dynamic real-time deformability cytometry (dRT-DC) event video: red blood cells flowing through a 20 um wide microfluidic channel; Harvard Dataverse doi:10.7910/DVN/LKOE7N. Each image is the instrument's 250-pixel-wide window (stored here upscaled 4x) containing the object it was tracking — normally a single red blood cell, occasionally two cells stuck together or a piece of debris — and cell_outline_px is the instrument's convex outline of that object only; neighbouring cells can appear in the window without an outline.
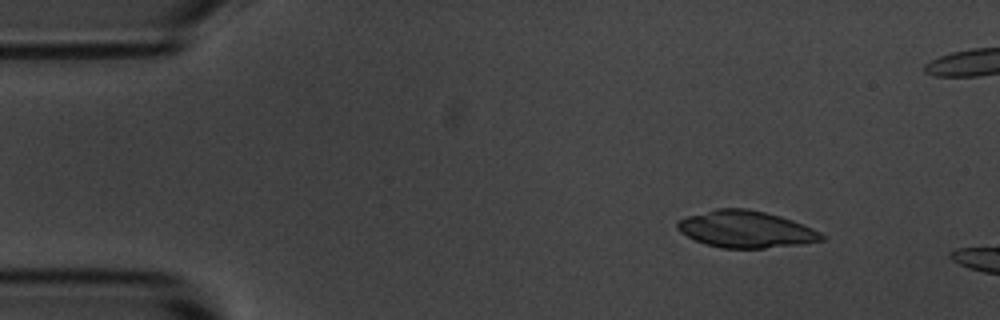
{"species": "common noctule bat (a hibernating species)", "species_latin": "Nyctalus noctula", "temperature_condition": "room temperature", "stored_images_in_passage": 4, "camera_frame_rate_fps": 3000, "um_per_image_px": 0.085, "animal": {"sex": "male", "body_mass_g": 20.1, "forearm_length_mm": 53.5}, "frame": {"image": 1, "passage_image": 1, "time_ms": 0.0, "image_size_px": [1000, 320], "cell_outline_px": [[824, 240], [804, 244], [764, 248], [720, 248], [704, 244], [680, 232], [676, 228], [676, 220], [688, 216], [716, 208], [748, 208], [780, 216], [792, 220], [812, 228], [820, 232], [824, 236]], "centroid_in_image_um": [63.38, 19.49], "position_along_channel_um": 21.6, "area_um2": 31.04}}